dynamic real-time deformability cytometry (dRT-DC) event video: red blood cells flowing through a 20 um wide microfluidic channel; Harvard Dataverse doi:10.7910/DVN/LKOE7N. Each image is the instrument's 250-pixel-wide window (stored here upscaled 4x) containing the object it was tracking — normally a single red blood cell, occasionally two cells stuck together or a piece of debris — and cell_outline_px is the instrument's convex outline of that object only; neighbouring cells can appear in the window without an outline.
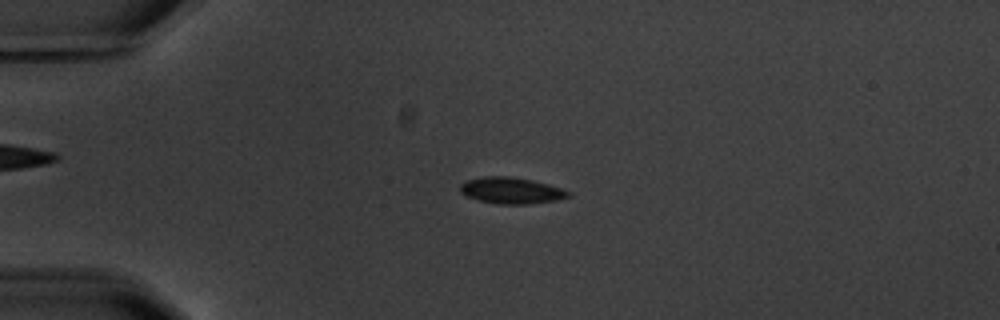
{"species": "common noctule bat (a hibernating species)", "species_latin": "Nyctalus noctula", "temperature_condition": "warm", "stored_images_in_passage": 3, "camera_frame_rate_fps": 3000, "um_per_image_px": 0.085, "animal": {"sex": "male", "body_mass_g": 20.1, "forearm_length_mm": 53.5}, "frame": {"image": 1, "passage_image": 3, "time_ms": 2.333, "image_size_px": [1000, 320], "cell_outline_px": [[572, 196], [556, 200], [528, 204], [500, 204], [480, 200], [468, 196], [460, 192], [460, 184], [468, 180], [484, 176], [508, 176], [532, 180], [548, 184], [572, 192]], "centroid_in_image_um": [43.49, 16.19], "position_along_channel_um": 41.5, "area_um2": 16.47}}